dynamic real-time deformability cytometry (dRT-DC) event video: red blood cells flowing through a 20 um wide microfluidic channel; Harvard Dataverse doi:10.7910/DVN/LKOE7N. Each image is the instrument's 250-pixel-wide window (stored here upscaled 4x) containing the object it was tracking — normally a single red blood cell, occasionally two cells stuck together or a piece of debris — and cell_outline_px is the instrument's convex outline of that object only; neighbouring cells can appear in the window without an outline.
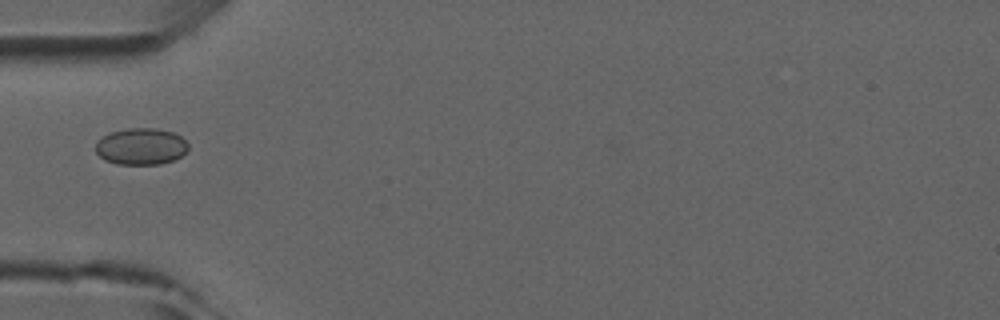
{"species": "common noctule bat (a hibernating species)", "species_latin": "Nyctalus noctula", "temperature_condition": "room temperature", "stored_images_in_passage": 6, "camera_frame_rate_fps": 3000, "um_per_image_px": 0.085, "animal": {"sex": "male", "forearm_length_mm": 52.5}, "frame": {"image": 1, "passage_image": 5, "time_ms": 4.667, "image_size_px": [1000, 320], "cell_outline_px": [[188, 148], [180, 156], [172, 160], [160, 164], [116, 164], [104, 160], [96, 152], [96, 140], [108, 132], [128, 128], [156, 128], [172, 132], [180, 136], [188, 144]], "centroid_in_image_um": [11.94, 12.44], "position_along_channel_um": 73.1, "area_um2": 19.83}}
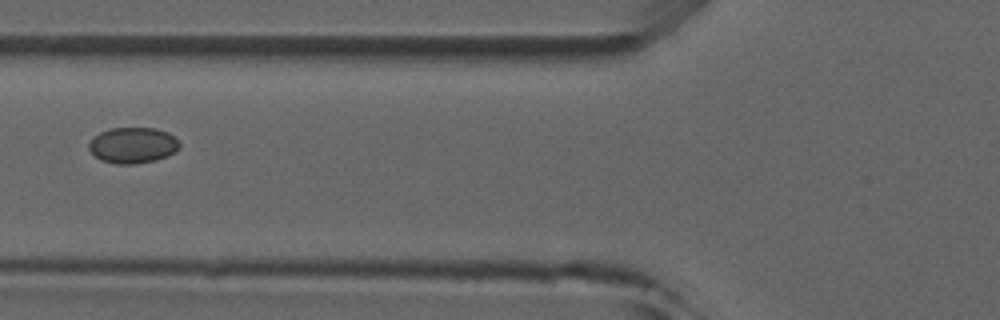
{"frame": {"image": 2, "passage_image": 6, "time_ms": 5.667, "image_size_px": [1000, 320], "cell_outline_px": [[180, 148], [176, 152], [168, 156], [156, 160], [136, 164], [116, 164], [100, 160], [88, 148], [88, 144], [100, 132], [108, 128], [156, 128], [168, 132], [180, 144]], "centroid_in_image_um": [11.31, 12.35], "position_along_channel_um": 114.5, "area_um2": 19.02}}